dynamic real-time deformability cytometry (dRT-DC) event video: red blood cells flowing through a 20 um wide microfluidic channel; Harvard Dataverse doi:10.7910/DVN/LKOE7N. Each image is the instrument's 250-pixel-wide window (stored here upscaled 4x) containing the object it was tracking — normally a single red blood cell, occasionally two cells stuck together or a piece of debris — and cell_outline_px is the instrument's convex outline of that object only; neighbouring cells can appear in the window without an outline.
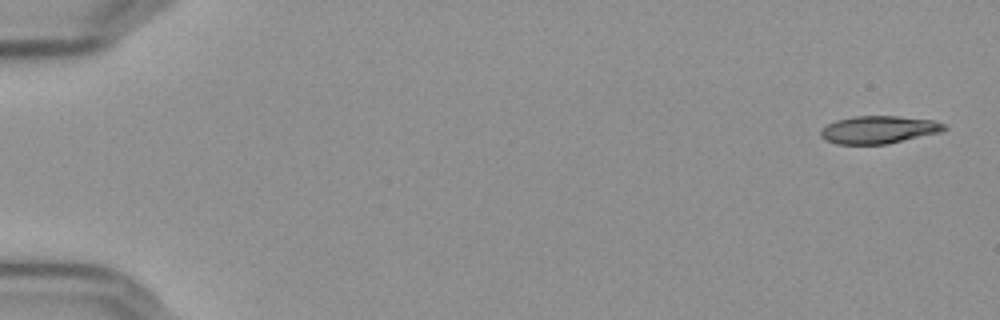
{"species": "Egyptian fruit bat (a non-hibernating species)", "species_latin": "Rousettus aegyptiacus", "temperature_condition": "cold", "stored_images_in_passage": 55, "camera_frame_rate_fps": 3000, "um_per_image_px": 0.085, "frame": {"image": 1, "passage_image": 1, "time_ms": 0.0, "image_size_px": [1000, 320], "cell_outline_px": [[948, 128], [940, 132], [888, 144], [836, 144], [824, 140], [820, 136], [820, 132], [828, 124], [836, 120], [852, 116], [896, 116], [932, 120], [944, 124]], "centroid_in_image_um": [74.67, 11.03], "position_along_channel_um": 10.3, "area_um2": 19.88}}
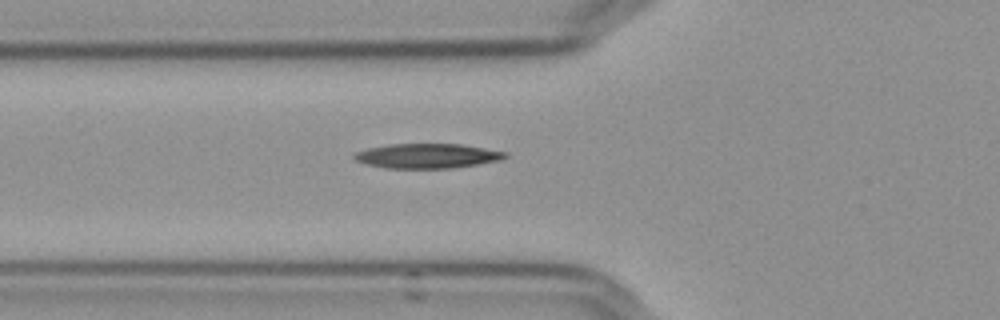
{"frame": {"image": 2, "passage_image": 20, "time_ms": 6.333, "image_size_px": [1000, 320], "cell_outline_px": [[508, 156], [500, 160], [452, 168], [384, 168], [368, 164], [356, 160], [352, 156], [356, 152], [368, 148], [388, 144], [460, 144], [508, 152]], "centroid_in_image_um": [36.32, 13.25], "position_along_channel_um": 89.5, "area_um2": 21.56}}
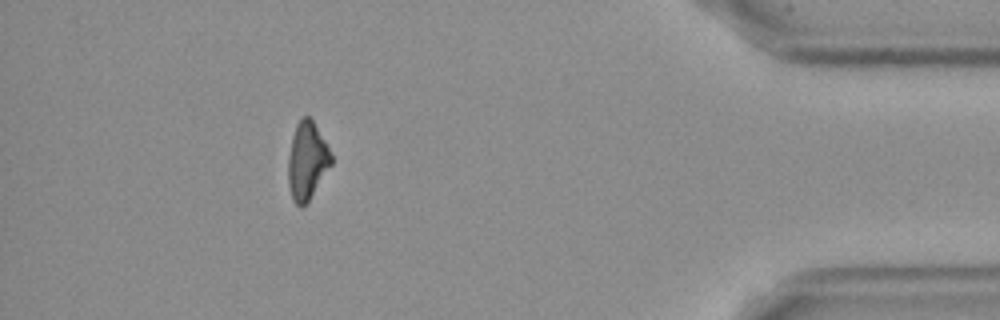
{"frame": {"image": 3, "passage_image": 50, "time_ms": 16.333, "image_size_px": [1000, 320], "cell_outline_px": [[332, 164], [308, 200], [300, 208], [292, 200], [288, 184], [288, 156], [292, 136], [296, 124], [304, 116], [308, 116], [312, 120], [324, 140], [332, 156]], "centroid_in_image_um": [26.07, 13.68], "position_along_channel_um": 409.1, "area_um2": 19.19}, "authors_computed_cell_mechanics": {"area_um2": 20.808, "velocity_mm_per_s": 3.645, "shape_relaxation_time_tau1_ms": 6.9784, "shape_relaxation_time_tau2_ms": null, "deformation_change_tau1": 0.1893, "deformation_change_tau2": null}}